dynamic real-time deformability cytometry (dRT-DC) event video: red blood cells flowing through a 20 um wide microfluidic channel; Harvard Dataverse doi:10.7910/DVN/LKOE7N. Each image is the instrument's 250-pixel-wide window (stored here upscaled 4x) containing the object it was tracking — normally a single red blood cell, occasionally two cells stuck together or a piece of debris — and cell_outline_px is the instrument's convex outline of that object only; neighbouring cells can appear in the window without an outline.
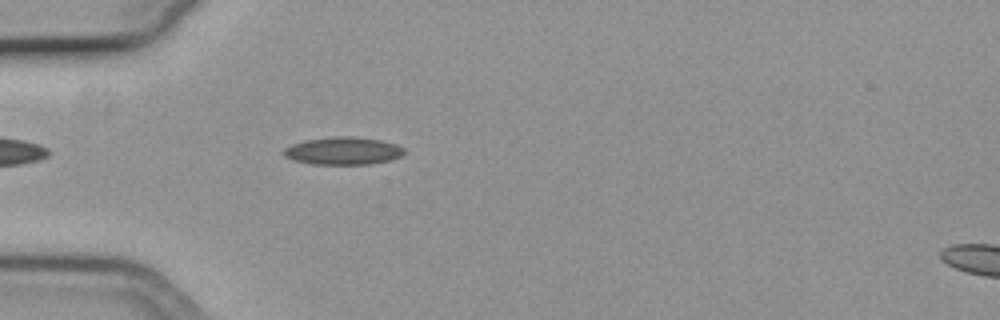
{"species": "common noctule bat (a hibernating species)", "species_latin": "Nyctalus noctula", "temperature_condition": "cold", "stored_images_in_passage": 43, "camera_frame_rate_fps": 3000, "um_per_image_px": 0.085, "animal": {"sex": "female", "body_mass_g": 19.3, "forearm_length_mm": 54.1}, "frame": {"image": 1, "passage_image": 4, "time_ms": 1.0, "image_size_px": [1000, 320], "cell_outline_px": [[404, 152], [400, 156], [388, 160], [372, 164], [312, 164], [292, 160], [284, 156], [280, 152], [284, 148], [292, 144], [304, 140], [336, 136], [352, 136], [380, 140], [396, 144], [404, 148]], "centroid_in_image_um": [29.11, 12.82], "position_along_channel_um": 55.9, "area_um2": 19.48}}
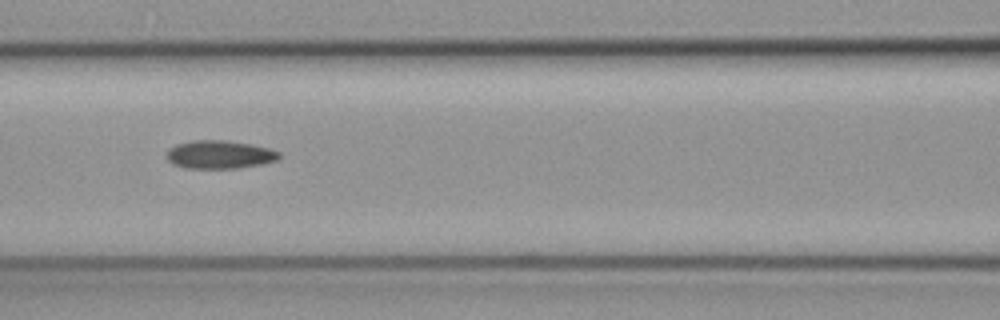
{"frame": {"image": 2, "passage_image": 12, "time_ms": 3.667, "image_size_px": [1000, 320], "cell_outline_px": [[280, 156], [276, 160], [260, 164], [236, 168], [184, 168], [172, 164], [168, 160], [168, 148], [176, 144], [192, 140], [224, 140], [248, 144], [268, 148], [280, 152]], "centroid_in_image_um": [18.62, 13.13], "position_along_channel_um": 148.0, "area_um2": 18.32}}
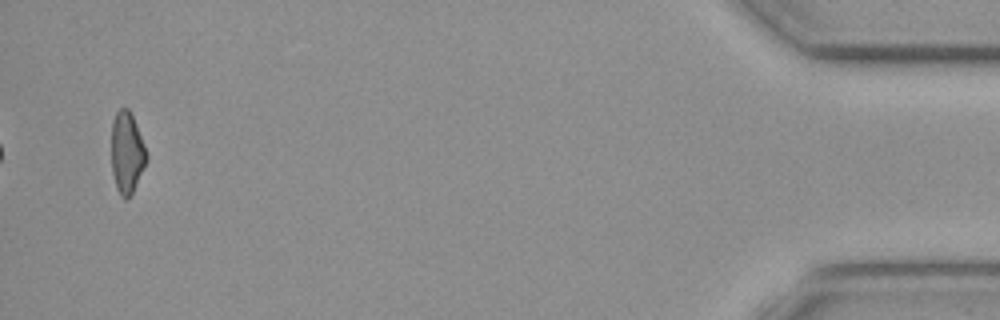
{"frame": {"image": 3, "passage_image": 41, "time_ms": 13.333, "image_size_px": [1000, 320], "cell_outline_px": [[148, 160], [132, 192], [124, 200], [120, 196], [116, 188], [112, 172], [112, 120], [116, 112], [120, 108], [128, 108], [132, 116], [144, 144], [148, 156]], "centroid_in_image_um": [10.78, 12.98], "position_along_channel_um": 424.4, "area_um2": 16.53}}